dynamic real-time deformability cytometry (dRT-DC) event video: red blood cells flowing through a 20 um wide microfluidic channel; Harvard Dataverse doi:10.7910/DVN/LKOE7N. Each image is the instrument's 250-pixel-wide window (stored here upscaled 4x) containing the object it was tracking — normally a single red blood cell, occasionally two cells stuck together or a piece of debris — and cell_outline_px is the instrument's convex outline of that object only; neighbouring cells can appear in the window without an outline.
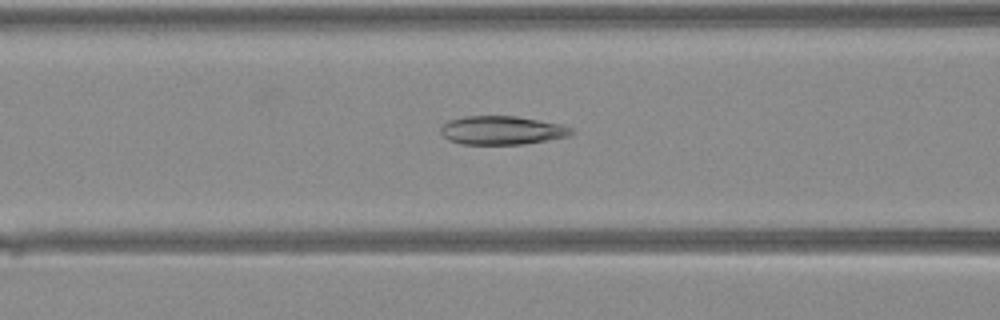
{"species": "Egyptian fruit bat (a non-hibernating species)", "species_latin": "Rousettus aegyptiacus", "temperature_condition": "warm", "stored_images_in_passage": 35, "camera_frame_rate_fps": 3000, "um_per_image_px": 0.085, "animal": {"sex": "female"}, "frame": {"image": 1, "passage_image": 11, "time_ms": 3.333, "image_size_px": [1000, 320], "cell_outline_px": [[576, 132], [572, 136], [524, 144], [460, 144], [448, 140], [440, 132], [440, 128], [448, 120], [464, 116], [516, 116], [560, 124], [572, 128]], "centroid_in_image_um": [42.68, 11.08], "position_along_channel_um": 123.9, "area_um2": 21.96}}
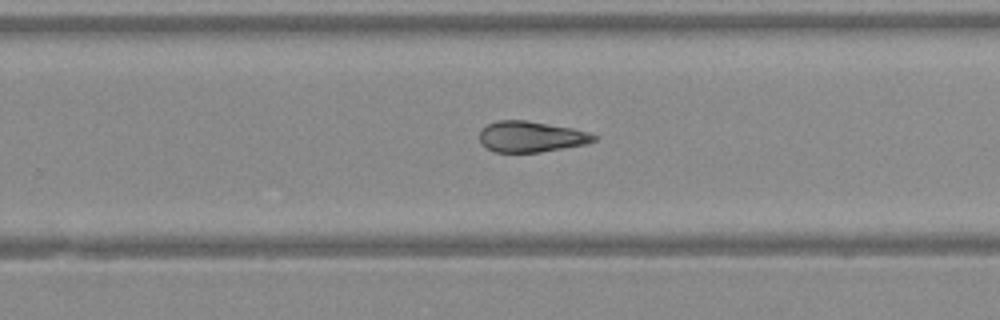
{"frame": {"image": 2, "passage_image": 21, "time_ms": 6.667, "image_size_px": [1000, 320], "cell_outline_px": [[600, 136], [596, 140], [588, 144], [540, 152], [496, 152], [480, 144], [480, 132], [488, 124], [496, 120], [528, 120], [572, 128], [588, 132]], "centroid_in_image_um": [45.18, 11.61], "position_along_channel_um": 284.6, "area_um2": 20.69}}
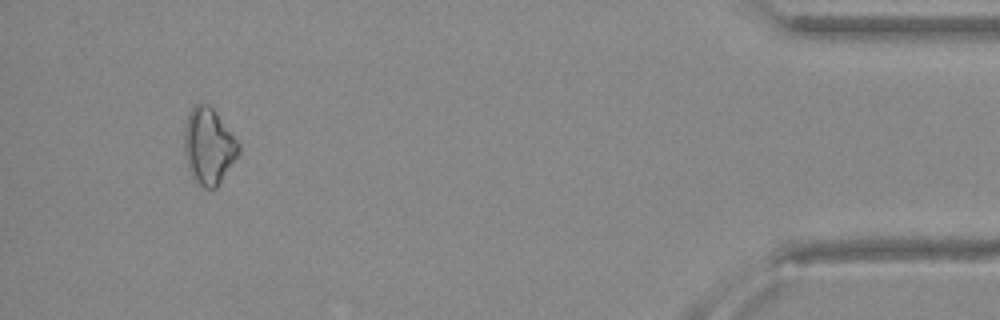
{"frame": {"image": 3, "passage_image": 33, "time_ms": 10.667, "image_size_px": [1000, 320], "cell_outline_px": [[240, 152], [216, 188], [204, 188], [196, 184], [188, 168], [184, 152], [184, 128], [188, 112], [196, 104], [208, 104], [216, 112], [240, 144]], "centroid_in_image_um": [17.72, 12.43], "position_along_channel_um": 417.5, "area_um2": 24.16}}